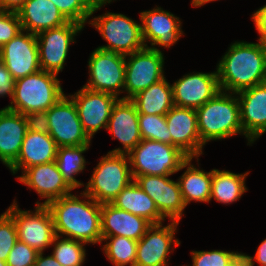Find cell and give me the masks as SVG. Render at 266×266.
Masks as SVG:
<instances>
[{"label": "cell", "instance_id": "cell-1", "mask_svg": "<svg viewBox=\"0 0 266 266\" xmlns=\"http://www.w3.org/2000/svg\"><path fill=\"white\" fill-rule=\"evenodd\" d=\"M80 195L84 200L71 193L46 205L51 212L56 235H65L86 244H101V204L85 192Z\"/></svg>", "mask_w": 266, "mask_h": 266}, {"label": "cell", "instance_id": "cell-2", "mask_svg": "<svg viewBox=\"0 0 266 266\" xmlns=\"http://www.w3.org/2000/svg\"><path fill=\"white\" fill-rule=\"evenodd\" d=\"M220 90L237 93L266 82V47L235 41L217 64Z\"/></svg>", "mask_w": 266, "mask_h": 266}, {"label": "cell", "instance_id": "cell-3", "mask_svg": "<svg viewBox=\"0 0 266 266\" xmlns=\"http://www.w3.org/2000/svg\"><path fill=\"white\" fill-rule=\"evenodd\" d=\"M198 132L201 142L226 139L236 134L247 138V145L253 142L243 133L240 121V104L236 93L219 91L213 98L196 109Z\"/></svg>", "mask_w": 266, "mask_h": 266}, {"label": "cell", "instance_id": "cell-4", "mask_svg": "<svg viewBox=\"0 0 266 266\" xmlns=\"http://www.w3.org/2000/svg\"><path fill=\"white\" fill-rule=\"evenodd\" d=\"M64 95L57 74L41 69L15 80L13 99L6 108L23 115L47 111Z\"/></svg>", "mask_w": 266, "mask_h": 266}, {"label": "cell", "instance_id": "cell-5", "mask_svg": "<svg viewBox=\"0 0 266 266\" xmlns=\"http://www.w3.org/2000/svg\"><path fill=\"white\" fill-rule=\"evenodd\" d=\"M133 179L141 175H173L184 169L189 158L178 147L142 139L128 154Z\"/></svg>", "mask_w": 266, "mask_h": 266}, {"label": "cell", "instance_id": "cell-6", "mask_svg": "<svg viewBox=\"0 0 266 266\" xmlns=\"http://www.w3.org/2000/svg\"><path fill=\"white\" fill-rule=\"evenodd\" d=\"M133 180L128 155L108 152L94 167L83 192L96 202L107 204Z\"/></svg>", "mask_w": 266, "mask_h": 266}, {"label": "cell", "instance_id": "cell-7", "mask_svg": "<svg viewBox=\"0 0 266 266\" xmlns=\"http://www.w3.org/2000/svg\"><path fill=\"white\" fill-rule=\"evenodd\" d=\"M107 41L98 49L123 55L132 54L145 47L141 35V24L121 13H104L88 21Z\"/></svg>", "mask_w": 266, "mask_h": 266}, {"label": "cell", "instance_id": "cell-8", "mask_svg": "<svg viewBox=\"0 0 266 266\" xmlns=\"http://www.w3.org/2000/svg\"><path fill=\"white\" fill-rule=\"evenodd\" d=\"M18 206L15 199L6 210L14 219L18 240L38 253L44 252L56 237L51 212L46 205H36L33 211L21 210Z\"/></svg>", "mask_w": 266, "mask_h": 266}, {"label": "cell", "instance_id": "cell-9", "mask_svg": "<svg viewBox=\"0 0 266 266\" xmlns=\"http://www.w3.org/2000/svg\"><path fill=\"white\" fill-rule=\"evenodd\" d=\"M164 55L162 52L144 47L132 54L125 55V84L126 96L131 99L138 92L164 79Z\"/></svg>", "mask_w": 266, "mask_h": 266}, {"label": "cell", "instance_id": "cell-10", "mask_svg": "<svg viewBox=\"0 0 266 266\" xmlns=\"http://www.w3.org/2000/svg\"><path fill=\"white\" fill-rule=\"evenodd\" d=\"M88 68L89 79L83 87L120 98L124 93L125 55L96 48L90 55Z\"/></svg>", "mask_w": 266, "mask_h": 266}, {"label": "cell", "instance_id": "cell-11", "mask_svg": "<svg viewBox=\"0 0 266 266\" xmlns=\"http://www.w3.org/2000/svg\"><path fill=\"white\" fill-rule=\"evenodd\" d=\"M85 26L69 21L67 24L41 31L36 35L40 68L46 72L58 73L64 68L70 44Z\"/></svg>", "mask_w": 266, "mask_h": 266}, {"label": "cell", "instance_id": "cell-12", "mask_svg": "<svg viewBox=\"0 0 266 266\" xmlns=\"http://www.w3.org/2000/svg\"><path fill=\"white\" fill-rule=\"evenodd\" d=\"M49 135L58 147L90 144L80 122L76 105L66 94L47 111Z\"/></svg>", "mask_w": 266, "mask_h": 266}, {"label": "cell", "instance_id": "cell-13", "mask_svg": "<svg viewBox=\"0 0 266 266\" xmlns=\"http://www.w3.org/2000/svg\"><path fill=\"white\" fill-rule=\"evenodd\" d=\"M178 224V221H171L166 226L152 224L138 240L135 266H168L167 256L174 251L171 246L180 245L175 239Z\"/></svg>", "mask_w": 266, "mask_h": 266}, {"label": "cell", "instance_id": "cell-14", "mask_svg": "<svg viewBox=\"0 0 266 266\" xmlns=\"http://www.w3.org/2000/svg\"><path fill=\"white\" fill-rule=\"evenodd\" d=\"M69 98L74 101L82 127L90 139L100 129L107 128L112 108L119 99L113 94L85 87L69 95Z\"/></svg>", "mask_w": 266, "mask_h": 266}, {"label": "cell", "instance_id": "cell-15", "mask_svg": "<svg viewBox=\"0 0 266 266\" xmlns=\"http://www.w3.org/2000/svg\"><path fill=\"white\" fill-rule=\"evenodd\" d=\"M180 18L155 7L149 11L140 12L141 35L145 47L162 52L157 45L170 48L183 36ZM151 44L148 46L147 43Z\"/></svg>", "mask_w": 266, "mask_h": 266}, {"label": "cell", "instance_id": "cell-16", "mask_svg": "<svg viewBox=\"0 0 266 266\" xmlns=\"http://www.w3.org/2000/svg\"><path fill=\"white\" fill-rule=\"evenodd\" d=\"M0 59L15 80L41 70L36 34L22 30L0 48Z\"/></svg>", "mask_w": 266, "mask_h": 266}, {"label": "cell", "instance_id": "cell-17", "mask_svg": "<svg viewBox=\"0 0 266 266\" xmlns=\"http://www.w3.org/2000/svg\"><path fill=\"white\" fill-rule=\"evenodd\" d=\"M171 86L174 106L195 110L220 91L217 71L188 73Z\"/></svg>", "mask_w": 266, "mask_h": 266}, {"label": "cell", "instance_id": "cell-18", "mask_svg": "<svg viewBox=\"0 0 266 266\" xmlns=\"http://www.w3.org/2000/svg\"><path fill=\"white\" fill-rule=\"evenodd\" d=\"M171 175H141L134 180L155 202L159 212L169 221H178L186 208L178 181L168 178Z\"/></svg>", "mask_w": 266, "mask_h": 266}, {"label": "cell", "instance_id": "cell-19", "mask_svg": "<svg viewBox=\"0 0 266 266\" xmlns=\"http://www.w3.org/2000/svg\"><path fill=\"white\" fill-rule=\"evenodd\" d=\"M172 145L178 147L188 157L199 161L203 154L201 138L198 132L197 113L195 109L173 106L165 115Z\"/></svg>", "mask_w": 266, "mask_h": 266}, {"label": "cell", "instance_id": "cell-20", "mask_svg": "<svg viewBox=\"0 0 266 266\" xmlns=\"http://www.w3.org/2000/svg\"><path fill=\"white\" fill-rule=\"evenodd\" d=\"M138 115L137 108L131 99L119 98L116 101L106 130L113 135V139L117 138L120 141L124 149L119 147L109 151V153L128 154L141 142Z\"/></svg>", "mask_w": 266, "mask_h": 266}, {"label": "cell", "instance_id": "cell-21", "mask_svg": "<svg viewBox=\"0 0 266 266\" xmlns=\"http://www.w3.org/2000/svg\"><path fill=\"white\" fill-rule=\"evenodd\" d=\"M16 178L35 190L42 199L46 198L43 203L37 201L36 205H47L53 200L71 194L72 191L64 181L55 161L27 168Z\"/></svg>", "mask_w": 266, "mask_h": 266}, {"label": "cell", "instance_id": "cell-22", "mask_svg": "<svg viewBox=\"0 0 266 266\" xmlns=\"http://www.w3.org/2000/svg\"><path fill=\"white\" fill-rule=\"evenodd\" d=\"M243 133L255 142L266 133V82L236 93Z\"/></svg>", "mask_w": 266, "mask_h": 266}, {"label": "cell", "instance_id": "cell-23", "mask_svg": "<svg viewBox=\"0 0 266 266\" xmlns=\"http://www.w3.org/2000/svg\"><path fill=\"white\" fill-rule=\"evenodd\" d=\"M151 225L145 218L119 209L111 203L101 204L102 236H123L138 241Z\"/></svg>", "mask_w": 266, "mask_h": 266}, {"label": "cell", "instance_id": "cell-24", "mask_svg": "<svg viewBox=\"0 0 266 266\" xmlns=\"http://www.w3.org/2000/svg\"><path fill=\"white\" fill-rule=\"evenodd\" d=\"M58 146L49 133L44 134L27 130L20 153L9 167L13 174L21 169L22 173L35 165L55 161Z\"/></svg>", "mask_w": 266, "mask_h": 266}, {"label": "cell", "instance_id": "cell-25", "mask_svg": "<svg viewBox=\"0 0 266 266\" xmlns=\"http://www.w3.org/2000/svg\"><path fill=\"white\" fill-rule=\"evenodd\" d=\"M17 14L22 30L36 35L69 22L51 0H27Z\"/></svg>", "mask_w": 266, "mask_h": 266}, {"label": "cell", "instance_id": "cell-26", "mask_svg": "<svg viewBox=\"0 0 266 266\" xmlns=\"http://www.w3.org/2000/svg\"><path fill=\"white\" fill-rule=\"evenodd\" d=\"M26 132L23 114L0 109V161L8 168L16 161Z\"/></svg>", "mask_w": 266, "mask_h": 266}, {"label": "cell", "instance_id": "cell-27", "mask_svg": "<svg viewBox=\"0 0 266 266\" xmlns=\"http://www.w3.org/2000/svg\"><path fill=\"white\" fill-rule=\"evenodd\" d=\"M115 207L141 216L151 224H161L165 217L159 212L153 199L133 180L111 202Z\"/></svg>", "mask_w": 266, "mask_h": 266}, {"label": "cell", "instance_id": "cell-28", "mask_svg": "<svg viewBox=\"0 0 266 266\" xmlns=\"http://www.w3.org/2000/svg\"><path fill=\"white\" fill-rule=\"evenodd\" d=\"M189 157L184 162L185 172L178 179L184 204L187 206L191 201L210 202L212 170L205 172L194 166Z\"/></svg>", "mask_w": 266, "mask_h": 266}, {"label": "cell", "instance_id": "cell-29", "mask_svg": "<svg viewBox=\"0 0 266 266\" xmlns=\"http://www.w3.org/2000/svg\"><path fill=\"white\" fill-rule=\"evenodd\" d=\"M139 114L166 115L174 106L172 86L166 78L131 98Z\"/></svg>", "mask_w": 266, "mask_h": 266}, {"label": "cell", "instance_id": "cell-30", "mask_svg": "<svg viewBox=\"0 0 266 266\" xmlns=\"http://www.w3.org/2000/svg\"><path fill=\"white\" fill-rule=\"evenodd\" d=\"M249 172L235 174L227 170L212 169L210 201L230 204L238 201L247 191L245 178Z\"/></svg>", "mask_w": 266, "mask_h": 266}, {"label": "cell", "instance_id": "cell-31", "mask_svg": "<svg viewBox=\"0 0 266 266\" xmlns=\"http://www.w3.org/2000/svg\"><path fill=\"white\" fill-rule=\"evenodd\" d=\"M91 144L82 146L58 147L55 162L62 174L64 181L72 189L84 186L75 176L86 168V160L82 155Z\"/></svg>", "mask_w": 266, "mask_h": 266}, {"label": "cell", "instance_id": "cell-32", "mask_svg": "<svg viewBox=\"0 0 266 266\" xmlns=\"http://www.w3.org/2000/svg\"><path fill=\"white\" fill-rule=\"evenodd\" d=\"M105 241L102 249L114 266H135L138 241L123 236H102L101 244Z\"/></svg>", "mask_w": 266, "mask_h": 266}, {"label": "cell", "instance_id": "cell-33", "mask_svg": "<svg viewBox=\"0 0 266 266\" xmlns=\"http://www.w3.org/2000/svg\"><path fill=\"white\" fill-rule=\"evenodd\" d=\"M68 21L81 25L105 4L115 0H51Z\"/></svg>", "mask_w": 266, "mask_h": 266}, {"label": "cell", "instance_id": "cell-34", "mask_svg": "<svg viewBox=\"0 0 266 266\" xmlns=\"http://www.w3.org/2000/svg\"><path fill=\"white\" fill-rule=\"evenodd\" d=\"M84 245L86 243L79 240L56 235L52 255L62 266H82L86 257Z\"/></svg>", "mask_w": 266, "mask_h": 266}, {"label": "cell", "instance_id": "cell-35", "mask_svg": "<svg viewBox=\"0 0 266 266\" xmlns=\"http://www.w3.org/2000/svg\"><path fill=\"white\" fill-rule=\"evenodd\" d=\"M138 124L142 139L172 145V137L169 135L165 115L139 114Z\"/></svg>", "mask_w": 266, "mask_h": 266}, {"label": "cell", "instance_id": "cell-36", "mask_svg": "<svg viewBox=\"0 0 266 266\" xmlns=\"http://www.w3.org/2000/svg\"><path fill=\"white\" fill-rule=\"evenodd\" d=\"M191 255L192 266H242V253L239 252L224 250L192 251Z\"/></svg>", "mask_w": 266, "mask_h": 266}, {"label": "cell", "instance_id": "cell-37", "mask_svg": "<svg viewBox=\"0 0 266 266\" xmlns=\"http://www.w3.org/2000/svg\"><path fill=\"white\" fill-rule=\"evenodd\" d=\"M17 241L14 219L5 211L0 215V260H7L9 252Z\"/></svg>", "mask_w": 266, "mask_h": 266}, {"label": "cell", "instance_id": "cell-38", "mask_svg": "<svg viewBox=\"0 0 266 266\" xmlns=\"http://www.w3.org/2000/svg\"><path fill=\"white\" fill-rule=\"evenodd\" d=\"M38 252L26 243L17 241L8 254V266H34Z\"/></svg>", "mask_w": 266, "mask_h": 266}, {"label": "cell", "instance_id": "cell-39", "mask_svg": "<svg viewBox=\"0 0 266 266\" xmlns=\"http://www.w3.org/2000/svg\"><path fill=\"white\" fill-rule=\"evenodd\" d=\"M22 31L17 12H0V48Z\"/></svg>", "mask_w": 266, "mask_h": 266}, {"label": "cell", "instance_id": "cell-40", "mask_svg": "<svg viewBox=\"0 0 266 266\" xmlns=\"http://www.w3.org/2000/svg\"><path fill=\"white\" fill-rule=\"evenodd\" d=\"M27 130L49 133V118L46 111L29 112L24 114Z\"/></svg>", "mask_w": 266, "mask_h": 266}, {"label": "cell", "instance_id": "cell-41", "mask_svg": "<svg viewBox=\"0 0 266 266\" xmlns=\"http://www.w3.org/2000/svg\"><path fill=\"white\" fill-rule=\"evenodd\" d=\"M15 89V79L0 59V97L8 95L13 99Z\"/></svg>", "mask_w": 266, "mask_h": 266}, {"label": "cell", "instance_id": "cell-42", "mask_svg": "<svg viewBox=\"0 0 266 266\" xmlns=\"http://www.w3.org/2000/svg\"><path fill=\"white\" fill-rule=\"evenodd\" d=\"M260 37L258 41L266 47V5L260 7L251 16Z\"/></svg>", "mask_w": 266, "mask_h": 266}, {"label": "cell", "instance_id": "cell-43", "mask_svg": "<svg viewBox=\"0 0 266 266\" xmlns=\"http://www.w3.org/2000/svg\"><path fill=\"white\" fill-rule=\"evenodd\" d=\"M255 262L266 266V239L260 243L254 257L242 253V266H254Z\"/></svg>", "mask_w": 266, "mask_h": 266}, {"label": "cell", "instance_id": "cell-44", "mask_svg": "<svg viewBox=\"0 0 266 266\" xmlns=\"http://www.w3.org/2000/svg\"><path fill=\"white\" fill-rule=\"evenodd\" d=\"M27 0H0L1 11L17 12Z\"/></svg>", "mask_w": 266, "mask_h": 266}, {"label": "cell", "instance_id": "cell-45", "mask_svg": "<svg viewBox=\"0 0 266 266\" xmlns=\"http://www.w3.org/2000/svg\"><path fill=\"white\" fill-rule=\"evenodd\" d=\"M34 266H62L53 255L43 256L42 253H38Z\"/></svg>", "mask_w": 266, "mask_h": 266}, {"label": "cell", "instance_id": "cell-46", "mask_svg": "<svg viewBox=\"0 0 266 266\" xmlns=\"http://www.w3.org/2000/svg\"><path fill=\"white\" fill-rule=\"evenodd\" d=\"M211 1H215V0H192L191 4L193 7H200V6H203L204 4L209 3Z\"/></svg>", "mask_w": 266, "mask_h": 266}, {"label": "cell", "instance_id": "cell-47", "mask_svg": "<svg viewBox=\"0 0 266 266\" xmlns=\"http://www.w3.org/2000/svg\"><path fill=\"white\" fill-rule=\"evenodd\" d=\"M0 266H8L6 261L0 260Z\"/></svg>", "mask_w": 266, "mask_h": 266}]
</instances>
